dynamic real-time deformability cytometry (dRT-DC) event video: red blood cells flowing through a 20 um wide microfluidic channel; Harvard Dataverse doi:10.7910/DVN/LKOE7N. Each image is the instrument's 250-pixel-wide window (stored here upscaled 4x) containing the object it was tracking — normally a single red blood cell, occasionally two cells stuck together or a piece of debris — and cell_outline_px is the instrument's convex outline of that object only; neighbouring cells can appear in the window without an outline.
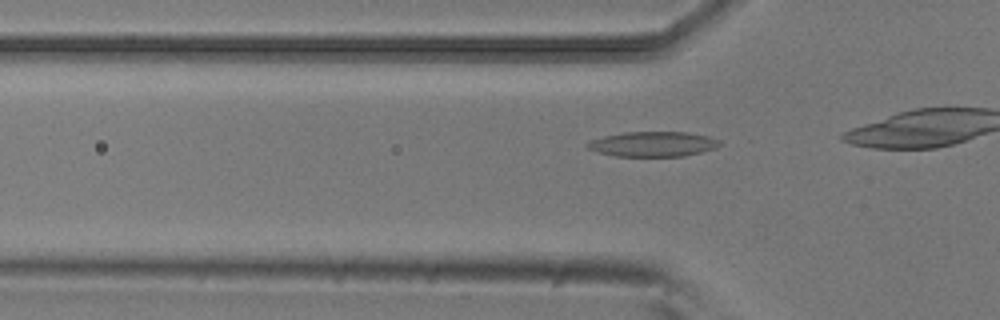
{"species": "common noctule bat (a hibernating species)", "species_latin": "Nyctalus noctula", "temperature_condition": "room temperature", "stored_images_in_passage": 12, "camera_frame_rate_fps": 3000, "um_per_image_px": 0.085, "animal": {"sex": "male", "body_mass_g": 20.5, "forearm_length_mm": 52.5}, "frame": {"image": 1, "passage_image": 7, "time_ms": 2.0, "image_size_px": [1000, 320], "cell_outline_px": [[720, 144], [716, 148], [684, 156], [616, 156], [600, 152], [588, 148], [584, 144], [592, 140], [604, 136], [624, 132], [688, 132], [708, 136], [720, 140]], "centroid_in_image_um": [55.52, 12.24], "position_along_channel_um": 70.3, "area_um2": 19.13}}